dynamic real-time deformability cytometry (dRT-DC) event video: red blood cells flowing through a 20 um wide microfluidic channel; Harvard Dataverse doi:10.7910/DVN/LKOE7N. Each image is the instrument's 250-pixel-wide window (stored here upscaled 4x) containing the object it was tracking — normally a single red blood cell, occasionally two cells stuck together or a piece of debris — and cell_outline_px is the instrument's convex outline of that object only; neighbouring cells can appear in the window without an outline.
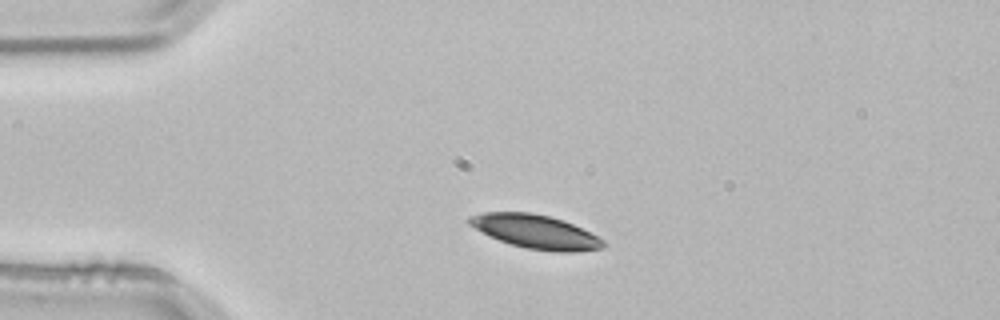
{"species": "common noctule bat (a hibernating species)", "species_latin": "Nyctalus noctula", "temperature_condition": "room temperature", "stored_images_in_passage": 2, "camera_frame_rate_fps": 3000, "um_per_image_px": 0.085, "animal": {"sex": "male", "body_mass_g": 21.5, "forearm_length_mm": 52.0}, "frame": {"image": 1, "passage_image": 1, "time_ms": 0.0, "image_size_px": [1000, 320], "cell_outline_px": [[608, 244], [604, 248], [572, 252], [556, 252], [524, 248], [488, 236], [468, 224], [468, 216], [484, 212], [532, 212], [564, 220], [604, 240]], "centroid_in_image_um": [45.52, 19.69], "position_along_channel_um": 39.5, "area_um2": 26.36}}
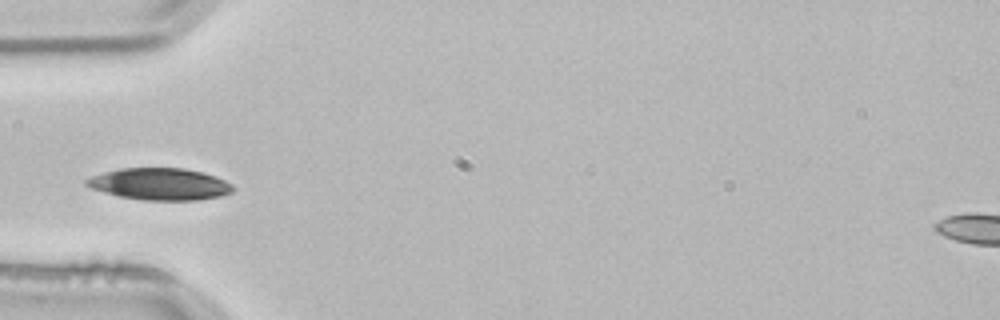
{"frame": {"image": 2, "passage_image": 2, "time_ms": 0.333, "image_size_px": [1000, 320], "cell_outline_px": [[232, 192], [220, 196], [196, 200], [144, 200], [120, 196], [104, 192], [92, 188], [84, 184], [84, 180], [92, 176], [104, 172], [120, 168], [184, 168], [200, 172], [224, 180], [232, 184]], "centroid_in_image_um": [13.55, 15.64], "position_along_channel_um": 71.4, "area_um2": 26.88}}